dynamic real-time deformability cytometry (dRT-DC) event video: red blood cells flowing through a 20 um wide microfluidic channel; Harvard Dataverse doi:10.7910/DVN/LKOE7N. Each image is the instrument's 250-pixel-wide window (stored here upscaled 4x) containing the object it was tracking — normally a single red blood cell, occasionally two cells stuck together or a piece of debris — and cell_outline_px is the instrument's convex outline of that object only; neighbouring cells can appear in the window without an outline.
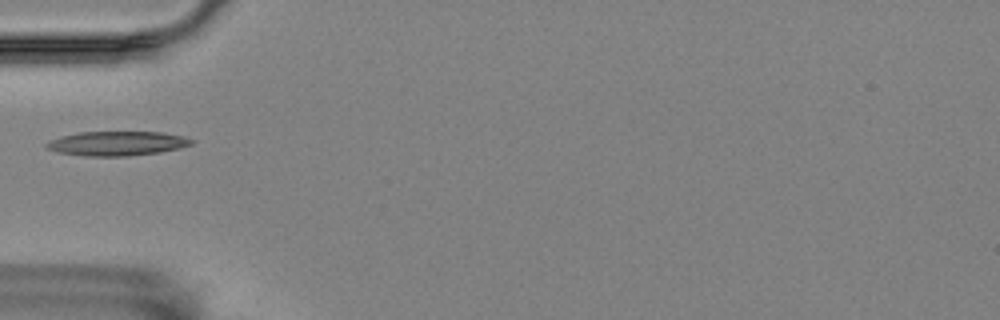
{"species": "Egyptian fruit bat (a non-hibernating species)", "species_latin": "Rousettus aegyptiacus", "temperature_condition": "room temperature", "stored_images_in_passage": 15, "camera_frame_rate_fps": 3000, "um_per_image_px": 0.085, "animal": {"sex": "female"}, "frame": {"image": 1, "passage_image": 5, "time_ms": 1.333, "image_size_px": [1000, 320], "cell_outline_px": [[196, 140], [192, 144], [180, 148], [160, 152], [128, 156], [84, 156], [56, 152], [44, 148], [44, 144], [48, 140], [60, 136], [80, 132], [160, 132], [184, 136]], "centroid_in_image_um": [9.91, 12.19], "position_along_channel_um": 75.1, "area_um2": 20.87}}
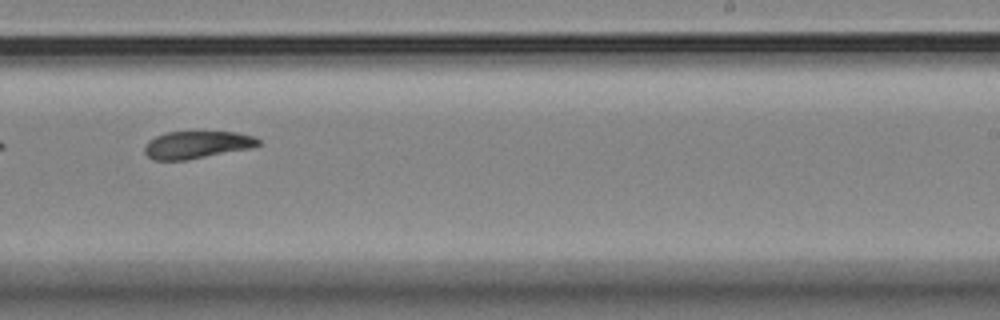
{"frame": {"image": 2, "passage_image": 10, "time_ms": 3.0, "image_size_px": [1000, 320], "cell_outline_px": [[260, 144], [252, 148], [184, 160], [156, 160], [148, 156], [144, 152], [144, 144], [148, 140], [164, 132], [236, 132], [252, 136], [260, 140]], "centroid_in_image_um": [16.7, 12.3], "position_along_channel_um": 272.3, "area_um2": 18.09}}
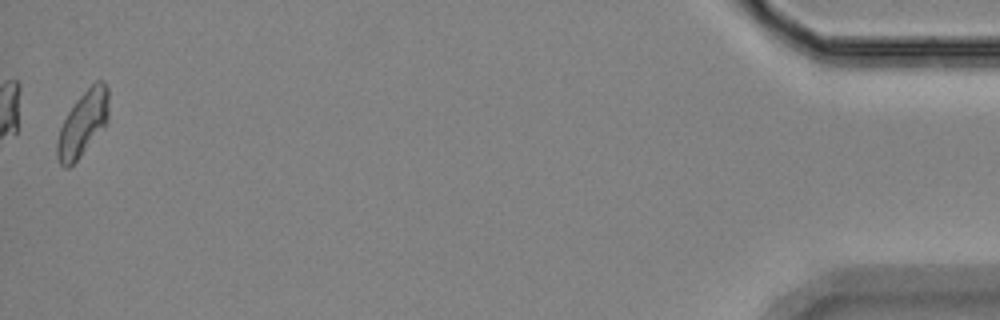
{"frame": {"image": 3, "passage_image": 15, "time_ms": 4.667, "image_size_px": [1000, 320], "cell_outline_px": [[108, 120], [80, 156], [68, 168], [64, 168], [60, 164], [56, 156], [56, 144], [60, 128], [68, 112], [76, 100], [96, 80], [104, 80], [108, 88]], "centroid_in_image_um": [7.03, 10.49], "position_along_channel_um": 428.2, "area_um2": 19.19}}